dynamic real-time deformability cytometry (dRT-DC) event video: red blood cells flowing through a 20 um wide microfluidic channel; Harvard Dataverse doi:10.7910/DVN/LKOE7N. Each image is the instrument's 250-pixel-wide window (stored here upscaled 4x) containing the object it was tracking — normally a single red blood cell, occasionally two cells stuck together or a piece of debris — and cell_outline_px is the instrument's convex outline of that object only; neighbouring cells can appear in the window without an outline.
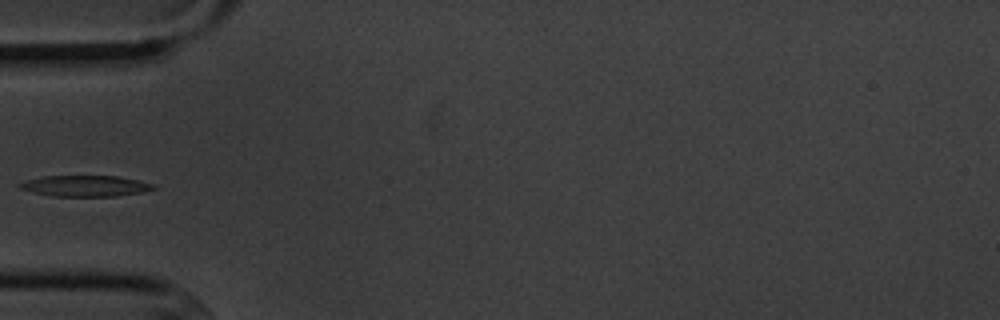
{"species": "common noctule bat (a hibernating species)", "species_latin": "Nyctalus noctula", "temperature_condition": "cold", "stored_images_in_passage": 5, "camera_frame_rate_fps": 3000, "um_per_image_px": 0.085, "animal": {"sex": "male", "body_mass_g": 20.1, "forearm_length_mm": 53.5}, "frame": {"image": 1, "passage_image": 5, "time_ms": 4.667, "image_size_px": [1000, 320], "cell_outline_px": [[156, 188], [144, 192], [116, 196], [52, 196], [32, 192], [20, 188], [16, 184], [28, 180], [44, 176], [116, 176], [156, 184]], "centroid_in_image_um": [7.27, 15.81], "position_along_channel_um": 77.7, "area_um2": 16.3}}